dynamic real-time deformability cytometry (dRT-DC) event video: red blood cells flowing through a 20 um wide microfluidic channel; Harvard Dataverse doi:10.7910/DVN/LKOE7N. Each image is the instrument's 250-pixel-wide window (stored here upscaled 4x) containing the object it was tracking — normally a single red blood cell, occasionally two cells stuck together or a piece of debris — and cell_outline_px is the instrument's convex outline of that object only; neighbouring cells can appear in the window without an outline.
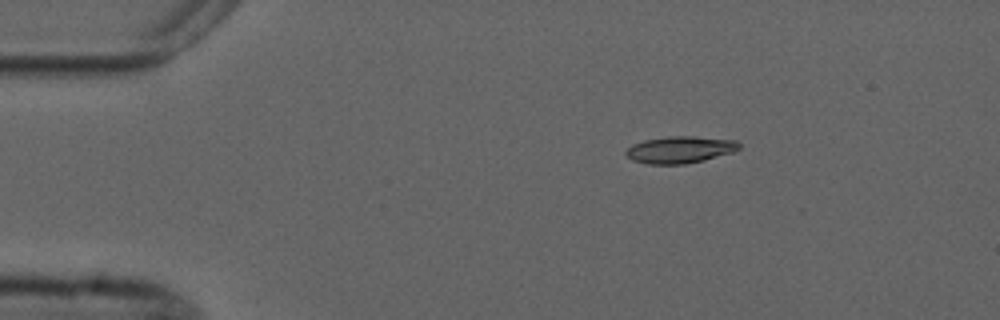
{"species": "common noctule bat (a hibernating species)", "species_latin": "Nyctalus noctula", "temperature_condition": "cold", "stored_images_in_passage": 3, "camera_frame_rate_fps": 3000, "um_per_image_px": 0.085, "animal": {"sex": "male", "forearm_length_mm": 52.5}, "frame": {"image": 1, "passage_image": 1, "time_ms": 0.0, "image_size_px": [1000, 320], "cell_outline_px": [[740, 148], [732, 152], [704, 160], [684, 164], [648, 164], [632, 160], [624, 152], [632, 144], [644, 140], [668, 136], [692, 136], [736, 140], [740, 144]], "centroid_in_image_um": [57.79, 12.72], "position_along_channel_um": 27.2, "area_um2": 17.69}}
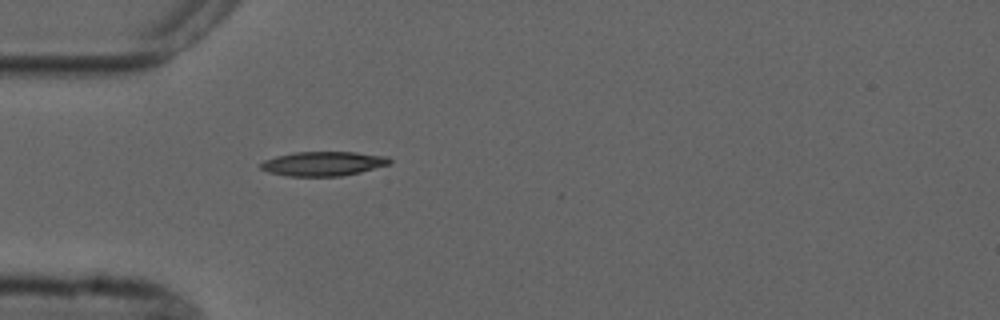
{"frame": {"image": 2, "passage_image": 3, "time_ms": 2.333, "image_size_px": [1000, 320], "cell_outline_px": [[392, 164], [360, 172], [340, 176], [288, 176], [268, 172], [260, 168], [260, 164], [264, 160], [276, 156], [296, 152], [356, 152], [388, 156], [392, 160]], "centroid_in_image_um": [27.51, 13.91], "position_along_channel_um": 57.5, "area_um2": 18.38}}